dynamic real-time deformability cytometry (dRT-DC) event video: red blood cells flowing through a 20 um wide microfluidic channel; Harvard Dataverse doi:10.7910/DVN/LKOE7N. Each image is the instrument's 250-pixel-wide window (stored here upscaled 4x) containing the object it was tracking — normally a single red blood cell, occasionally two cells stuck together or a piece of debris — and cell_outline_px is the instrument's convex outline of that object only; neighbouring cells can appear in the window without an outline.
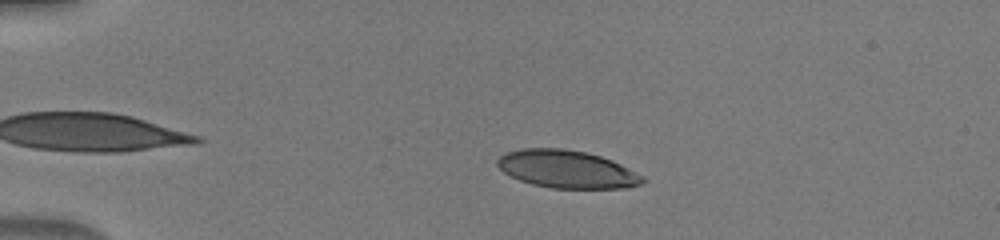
{"species": "human", "species_latin": "Homo sapiens", "temperature_condition": "warm", "stored_images_in_passage": 44, "camera_frame_rate_fps": 3000, "um_per_image_px": 0.085, "donor": {"sex": "male"}, "frame": {"image": 1, "passage_image": 12, "time_ms": 3.667, "image_size_px": [1000, 240], "cell_outline_px": [[648, 180], [640, 184], [628, 188], [552, 188], [532, 184], [520, 180], [504, 172], [496, 164], [496, 160], [504, 152], [520, 148], [564, 148], [588, 152], [612, 160], [644, 176]], "centroid_in_image_um": [48.19, 14.37], "position_along_channel_um": 36.8, "area_um2": 32.14}}
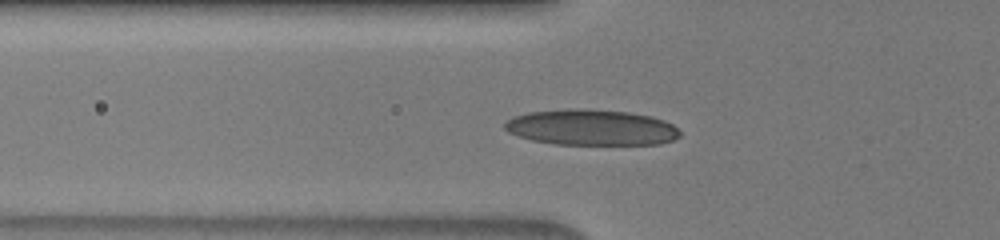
{"frame": {"image": 2, "passage_image": 19, "time_ms": 6.0, "image_size_px": [1000, 240], "cell_outline_px": [[680, 136], [672, 140], [660, 144], [556, 144], [532, 140], [508, 132], [504, 128], [504, 124], [512, 116], [528, 112], [572, 108], [584, 108], [628, 112], [652, 116], [664, 120], [672, 124], [680, 132]], "centroid_in_image_um": [50.26, 10.82], "position_along_channel_um": 75.5, "area_um2": 36.59}}
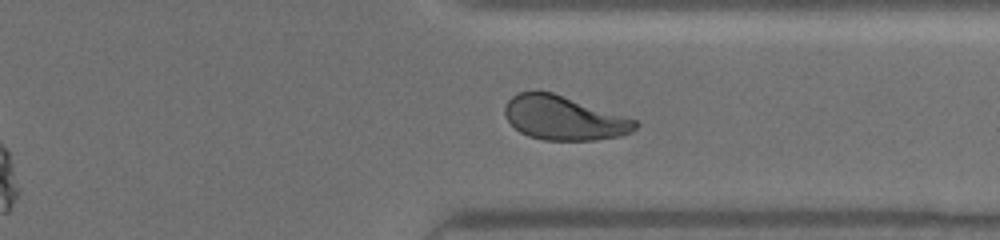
{"frame": {"image": 3, "passage_image": 40, "time_ms": 13.0, "image_size_px": [1000, 240], "cell_outline_px": [[640, 124], [632, 132], [620, 136], [596, 140], [544, 140], [528, 136], [520, 132], [504, 116], [504, 104], [512, 96], [520, 92], [552, 92], [636, 120]], "centroid_in_image_um": [47.92, 10.04], "position_along_channel_um": 363.5, "area_um2": 33.23}}